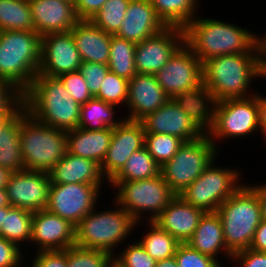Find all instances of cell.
<instances>
[{
  "label": "cell",
  "instance_id": "obj_55",
  "mask_svg": "<svg viewBox=\"0 0 266 267\" xmlns=\"http://www.w3.org/2000/svg\"><path fill=\"white\" fill-rule=\"evenodd\" d=\"M106 267H127L121 261H119L114 255L108 259Z\"/></svg>",
  "mask_w": 266,
  "mask_h": 267
},
{
  "label": "cell",
  "instance_id": "obj_37",
  "mask_svg": "<svg viewBox=\"0 0 266 267\" xmlns=\"http://www.w3.org/2000/svg\"><path fill=\"white\" fill-rule=\"evenodd\" d=\"M183 143L173 135L145 133L144 146L160 167L177 153Z\"/></svg>",
  "mask_w": 266,
  "mask_h": 267
},
{
  "label": "cell",
  "instance_id": "obj_18",
  "mask_svg": "<svg viewBox=\"0 0 266 267\" xmlns=\"http://www.w3.org/2000/svg\"><path fill=\"white\" fill-rule=\"evenodd\" d=\"M145 145V131L140 121L124 119L112 130V138L106 156L100 165L103 176L109 182L125 165L133 152Z\"/></svg>",
  "mask_w": 266,
  "mask_h": 267
},
{
  "label": "cell",
  "instance_id": "obj_5",
  "mask_svg": "<svg viewBox=\"0 0 266 267\" xmlns=\"http://www.w3.org/2000/svg\"><path fill=\"white\" fill-rule=\"evenodd\" d=\"M114 206L115 209H103L101 212L94 208L84 216L75 226V245L115 255L116 249L125 240L127 242V238L134 234L132 232L142 222H136L116 202Z\"/></svg>",
  "mask_w": 266,
  "mask_h": 267
},
{
  "label": "cell",
  "instance_id": "obj_13",
  "mask_svg": "<svg viewBox=\"0 0 266 267\" xmlns=\"http://www.w3.org/2000/svg\"><path fill=\"white\" fill-rule=\"evenodd\" d=\"M216 162L213 160L194 182L179 193L186 203L204 212H216L244 184L240 183V170L234 167L222 168L216 166Z\"/></svg>",
  "mask_w": 266,
  "mask_h": 267
},
{
  "label": "cell",
  "instance_id": "obj_30",
  "mask_svg": "<svg viewBox=\"0 0 266 267\" xmlns=\"http://www.w3.org/2000/svg\"><path fill=\"white\" fill-rule=\"evenodd\" d=\"M157 16L166 26L184 28L197 15L200 0H150Z\"/></svg>",
  "mask_w": 266,
  "mask_h": 267
},
{
  "label": "cell",
  "instance_id": "obj_6",
  "mask_svg": "<svg viewBox=\"0 0 266 267\" xmlns=\"http://www.w3.org/2000/svg\"><path fill=\"white\" fill-rule=\"evenodd\" d=\"M227 250L234 254L249 249L262 221L258 194L245 183L217 209Z\"/></svg>",
  "mask_w": 266,
  "mask_h": 267
},
{
  "label": "cell",
  "instance_id": "obj_20",
  "mask_svg": "<svg viewBox=\"0 0 266 267\" xmlns=\"http://www.w3.org/2000/svg\"><path fill=\"white\" fill-rule=\"evenodd\" d=\"M35 32L41 37L70 31L79 21L69 0H28Z\"/></svg>",
  "mask_w": 266,
  "mask_h": 267
},
{
  "label": "cell",
  "instance_id": "obj_23",
  "mask_svg": "<svg viewBox=\"0 0 266 267\" xmlns=\"http://www.w3.org/2000/svg\"><path fill=\"white\" fill-rule=\"evenodd\" d=\"M204 213L202 209L186 203L176 195L153 222L179 243H187Z\"/></svg>",
  "mask_w": 266,
  "mask_h": 267
},
{
  "label": "cell",
  "instance_id": "obj_32",
  "mask_svg": "<svg viewBox=\"0 0 266 267\" xmlns=\"http://www.w3.org/2000/svg\"><path fill=\"white\" fill-rule=\"evenodd\" d=\"M136 43L111 35L110 56L108 68L110 72L127 79L128 81L136 74L135 68Z\"/></svg>",
  "mask_w": 266,
  "mask_h": 267
},
{
  "label": "cell",
  "instance_id": "obj_46",
  "mask_svg": "<svg viewBox=\"0 0 266 267\" xmlns=\"http://www.w3.org/2000/svg\"><path fill=\"white\" fill-rule=\"evenodd\" d=\"M22 250L15 243L0 236V267H23L26 254L23 255Z\"/></svg>",
  "mask_w": 266,
  "mask_h": 267
},
{
  "label": "cell",
  "instance_id": "obj_49",
  "mask_svg": "<svg viewBox=\"0 0 266 267\" xmlns=\"http://www.w3.org/2000/svg\"><path fill=\"white\" fill-rule=\"evenodd\" d=\"M249 249L266 252V221L262 220L258 225Z\"/></svg>",
  "mask_w": 266,
  "mask_h": 267
},
{
  "label": "cell",
  "instance_id": "obj_27",
  "mask_svg": "<svg viewBox=\"0 0 266 267\" xmlns=\"http://www.w3.org/2000/svg\"><path fill=\"white\" fill-rule=\"evenodd\" d=\"M113 128L87 130L77 127L67 131V152L102 164L110 146Z\"/></svg>",
  "mask_w": 266,
  "mask_h": 267
},
{
  "label": "cell",
  "instance_id": "obj_24",
  "mask_svg": "<svg viewBox=\"0 0 266 267\" xmlns=\"http://www.w3.org/2000/svg\"><path fill=\"white\" fill-rule=\"evenodd\" d=\"M48 174L51 184L85 183L103 185V183H106L104 180L107 181L97 162L68 152Z\"/></svg>",
  "mask_w": 266,
  "mask_h": 267
},
{
  "label": "cell",
  "instance_id": "obj_15",
  "mask_svg": "<svg viewBox=\"0 0 266 267\" xmlns=\"http://www.w3.org/2000/svg\"><path fill=\"white\" fill-rule=\"evenodd\" d=\"M184 43V29L176 26H167L158 34L136 43L137 73L155 75Z\"/></svg>",
  "mask_w": 266,
  "mask_h": 267
},
{
  "label": "cell",
  "instance_id": "obj_53",
  "mask_svg": "<svg viewBox=\"0 0 266 267\" xmlns=\"http://www.w3.org/2000/svg\"><path fill=\"white\" fill-rule=\"evenodd\" d=\"M11 206L6 187L0 189V207Z\"/></svg>",
  "mask_w": 266,
  "mask_h": 267
},
{
  "label": "cell",
  "instance_id": "obj_26",
  "mask_svg": "<svg viewBox=\"0 0 266 267\" xmlns=\"http://www.w3.org/2000/svg\"><path fill=\"white\" fill-rule=\"evenodd\" d=\"M192 248L202 254L208 255L222 263L223 259H231L232 254L227 250L224 238L221 218L217 212H205L200 218L193 236L187 242ZM222 253V254H221ZM225 255L221 257L218 255ZM222 259V261L219 260Z\"/></svg>",
  "mask_w": 266,
  "mask_h": 267
},
{
  "label": "cell",
  "instance_id": "obj_25",
  "mask_svg": "<svg viewBox=\"0 0 266 267\" xmlns=\"http://www.w3.org/2000/svg\"><path fill=\"white\" fill-rule=\"evenodd\" d=\"M70 31L82 62L108 65L111 34L100 29L91 20H79Z\"/></svg>",
  "mask_w": 266,
  "mask_h": 267
},
{
  "label": "cell",
  "instance_id": "obj_19",
  "mask_svg": "<svg viewBox=\"0 0 266 267\" xmlns=\"http://www.w3.org/2000/svg\"><path fill=\"white\" fill-rule=\"evenodd\" d=\"M28 245L37 251L65 250L75 245V226L47 209L33 212Z\"/></svg>",
  "mask_w": 266,
  "mask_h": 267
},
{
  "label": "cell",
  "instance_id": "obj_4",
  "mask_svg": "<svg viewBox=\"0 0 266 267\" xmlns=\"http://www.w3.org/2000/svg\"><path fill=\"white\" fill-rule=\"evenodd\" d=\"M41 39L35 31H0V78L22 93L39 72Z\"/></svg>",
  "mask_w": 266,
  "mask_h": 267
},
{
  "label": "cell",
  "instance_id": "obj_36",
  "mask_svg": "<svg viewBox=\"0 0 266 267\" xmlns=\"http://www.w3.org/2000/svg\"><path fill=\"white\" fill-rule=\"evenodd\" d=\"M131 0H107L103 7L90 19L100 29L115 35L121 27Z\"/></svg>",
  "mask_w": 266,
  "mask_h": 267
},
{
  "label": "cell",
  "instance_id": "obj_47",
  "mask_svg": "<svg viewBox=\"0 0 266 267\" xmlns=\"http://www.w3.org/2000/svg\"><path fill=\"white\" fill-rule=\"evenodd\" d=\"M235 262L238 267H266V252L246 249L232 254L230 263ZM240 262V263H239ZM240 264V266H239Z\"/></svg>",
  "mask_w": 266,
  "mask_h": 267
},
{
  "label": "cell",
  "instance_id": "obj_31",
  "mask_svg": "<svg viewBox=\"0 0 266 267\" xmlns=\"http://www.w3.org/2000/svg\"><path fill=\"white\" fill-rule=\"evenodd\" d=\"M33 212L18 207H4V219L0 229V236L15 243L19 248L21 244H30ZM21 245V246H20Z\"/></svg>",
  "mask_w": 266,
  "mask_h": 267
},
{
  "label": "cell",
  "instance_id": "obj_39",
  "mask_svg": "<svg viewBox=\"0 0 266 267\" xmlns=\"http://www.w3.org/2000/svg\"><path fill=\"white\" fill-rule=\"evenodd\" d=\"M111 257L106 251L73 245L67 248L68 267H106Z\"/></svg>",
  "mask_w": 266,
  "mask_h": 267
},
{
  "label": "cell",
  "instance_id": "obj_58",
  "mask_svg": "<svg viewBox=\"0 0 266 267\" xmlns=\"http://www.w3.org/2000/svg\"><path fill=\"white\" fill-rule=\"evenodd\" d=\"M3 219H4V207H0V229L2 226Z\"/></svg>",
  "mask_w": 266,
  "mask_h": 267
},
{
  "label": "cell",
  "instance_id": "obj_38",
  "mask_svg": "<svg viewBox=\"0 0 266 267\" xmlns=\"http://www.w3.org/2000/svg\"><path fill=\"white\" fill-rule=\"evenodd\" d=\"M128 80L112 72H108L99 92L94 96L115 106L126 107L128 98Z\"/></svg>",
  "mask_w": 266,
  "mask_h": 267
},
{
  "label": "cell",
  "instance_id": "obj_10",
  "mask_svg": "<svg viewBox=\"0 0 266 267\" xmlns=\"http://www.w3.org/2000/svg\"><path fill=\"white\" fill-rule=\"evenodd\" d=\"M108 184L113 190H117L113 202L136 222H141L142 219L153 221L176 196L161 174L135 181H109Z\"/></svg>",
  "mask_w": 266,
  "mask_h": 267
},
{
  "label": "cell",
  "instance_id": "obj_54",
  "mask_svg": "<svg viewBox=\"0 0 266 267\" xmlns=\"http://www.w3.org/2000/svg\"><path fill=\"white\" fill-rule=\"evenodd\" d=\"M10 172L0 166V189L6 187Z\"/></svg>",
  "mask_w": 266,
  "mask_h": 267
},
{
  "label": "cell",
  "instance_id": "obj_11",
  "mask_svg": "<svg viewBox=\"0 0 266 267\" xmlns=\"http://www.w3.org/2000/svg\"><path fill=\"white\" fill-rule=\"evenodd\" d=\"M220 152L206 133L197 140L184 142L177 153L160 167V174L170 189L179 195L213 160H218Z\"/></svg>",
  "mask_w": 266,
  "mask_h": 267
},
{
  "label": "cell",
  "instance_id": "obj_7",
  "mask_svg": "<svg viewBox=\"0 0 266 267\" xmlns=\"http://www.w3.org/2000/svg\"><path fill=\"white\" fill-rule=\"evenodd\" d=\"M19 138L24 169L49 173L67 152V131L37 121L24 108Z\"/></svg>",
  "mask_w": 266,
  "mask_h": 267
},
{
  "label": "cell",
  "instance_id": "obj_3",
  "mask_svg": "<svg viewBox=\"0 0 266 267\" xmlns=\"http://www.w3.org/2000/svg\"><path fill=\"white\" fill-rule=\"evenodd\" d=\"M23 108L37 121L65 131L78 127L80 108L58 78L37 74L23 93Z\"/></svg>",
  "mask_w": 266,
  "mask_h": 267
},
{
  "label": "cell",
  "instance_id": "obj_2",
  "mask_svg": "<svg viewBox=\"0 0 266 267\" xmlns=\"http://www.w3.org/2000/svg\"><path fill=\"white\" fill-rule=\"evenodd\" d=\"M183 29L185 44L202 63L214 56L249 53L260 42L258 33L247 28L198 15Z\"/></svg>",
  "mask_w": 266,
  "mask_h": 267
},
{
  "label": "cell",
  "instance_id": "obj_28",
  "mask_svg": "<svg viewBox=\"0 0 266 267\" xmlns=\"http://www.w3.org/2000/svg\"><path fill=\"white\" fill-rule=\"evenodd\" d=\"M20 127L21 110L0 129V166L10 173L24 170Z\"/></svg>",
  "mask_w": 266,
  "mask_h": 267
},
{
  "label": "cell",
  "instance_id": "obj_29",
  "mask_svg": "<svg viewBox=\"0 0 266 267\" xmlns=\"http://www.w3.org/2000/svg\"><path fill=\"white\" fill-rule=\"evenodd\" d=\"M116 106L93 97L80 108L79 128L101 130L118 126L125 118H116Z\"/></svg>",
  "mask_w": 266,
  "mask_h": 267
},
{
  "label": "cell",
  "instance_id": "obj_42",
  "mask_svg": "<svg viewBox=\"0 0 266 267\" xmlns=\"http://www.w3.org/2000/svg\"><path fill=\"white\" fill-rule=\"evenodd\" d=\"M58 79L65 86L69 96L79 105H82L93 98L89 92L86 81L79 71L62 74Z\"/></svg>",
  "mask_w": 266,
  "mask_h": 267
},
{
  "label": "cell",
  "instance_id": "obj_44",
  "mask_svg": "<svg viewBox=\"0 0 266 267\" xmlns=\"http://www.w3.org/2000/svg\"><path fill=\"white\" fill-rule=\"evenodd\" d=\"M78 71L83 76L89 92L94 97L99 92L103 80L110 70L106 64L82 62Z\"/></svg>",
  "mask_w": 266,
  "mask_h": 267
},
{
  "label": "cell",
  "instance_id": "obj_48",
  "mask_svg": "<svg viewBox=\"0 0 266 267\" xmlns=\"http://www.w3.org/2000/svg\"><path fill=\"white\" fill-rule=\"evenodd\" d=\"M107 0H74L75 12L79 20H90Z\"/></svg>",
  "mask_w": 266,
  "mask_h": 267
},
{
  "label": "cell",
  "instance_id": "obj_17",
  "mask_svg": "<svg viewBox=\"0 0 266 267\" xmlns=\"http://www.w3.org/2000/svg\"><path fill=\"white\" fill-rule=\"evenodd\" d=\"M82 60L71 31L48 34L41 39L38 74L58 78L79 70Z\"/></svg>",
  "mask_w": 266,
  "mask_h": 267
},
{
  "label": "cell",
  "instance_id": "obj_45",
  "mask_svg": "<svg viewBox=\"0 0 266 267\" xmlns=\"http://www.w3.org/2000/svg\"><path fill=\"white\" fill-rule=\"evenodd\" d=\"M30 267H68L67 249L36 251Z\"/></svg>",
  "mask_w": 266,
  "mask_h": 267
},
{
  "label": "cell",
  "instance_id": "obj_34",
  "mask_svg": "<svg viewBox=\"0 0 266 267\" xmlns=\"http://www.w3.org/2000/svg\"><path fill=\"white\" fill-rule=\"evenodd\" d=\"M35 31L28 0H0V31Z\"/></svg>",
  "mask_w": 266,
  "mask_h": 267
},
{
  "label": "cell",
  "instance_id": "obj_22",
  "mask_svg": "<svg viewBox=\"0 0 266 267\" xmlns=\"http://www.w3.org/2000/svg\"><path fill=\"white\" fill-rule=\"evenodd\" d=\"M124 17L115 35L134 43H140L167 27L150 0H131Z\"/></svg>",
  "mask_w": 266,
  "mask_h": 267
},
{
  "label": "cell",
  "instance_id": "obj_43",
  "mask_svg": "<svg viewBox=\"0 0 266 267\" xmlns=\"http://www.w3.org/2000/svg\"><path fill=\"white\" fill-rule=\"evenodd\" d=\"M23 108V93L0 78V114H17Z\"/></svg>",
  "mask_w": 266,
  "mask_h": 267
},
{
  "label": "cell",
  "instance_id": "obj_1",
  "mask_svg": "<svg viewBox=\"0 0 266 267\" xmlns=\"http://www.w3.org/2000/svg\"><path fill=\"white\" fill-rule=\"evenodd\" d=\"M204 103L247 98L256 94L251 82L266 78L260 42L249 53L214 56L202 63Z\"/></svg>",
  "mask_w": 266,
  "mask_h": 267
},
{
  "label": "cell",
  "instance_id": "obj_57",
  "mask_svg": "<svg viewBox=\"0 0 266 267\" xmlns=\"http://www.w3.org/2000/svg\"><path fill=\"white\" fill-rule=\"evenodd\" d=\"M16 114H0V129L6 125Z\"/></svg>",
  "mask_w": 266,
  "mask_h": 267
},
{
  "label": "cell",
  "instance_id": "obj_14",
  "mask_svg": "<svg viewBox=\"0 0 266 267\" xmlns=\"http://www.w3.org/2000/svg\"><path fill=\"white\" fill-rule=\"evenodd\" d=\"M101 186L85 183L51 184L46 209L76 226L98 205Z\"/></svg>",
  "mask_w": 266,
  "mask_h": 267
},
{
  "label": "cell",
  "instance_id": "obj_9",
  "mask_svg": "<svg viewBox=\"0 0 266 267\" xmlns=\"http://www.w3.org/2000/svg\"><path fill=\"white\" fill-rule=\"evenodd\" d=\"M206 121V133L218 151L221 150L219 142L223 139H245L247 135L255 134L260 130L257 92L247 98L225 99L208 104Z\"/></svg>",
  "mask_w": 266,
  "mask_h": 267
},
{
  "label": "cell",
  "instance_id": "obj_40",
  "mask_svg": "<svg viewBox=\"0 0 266 267\" xmlns=\"http://www.w3.org/2000/svg\"><path fill=\"white\" fill-rule=\"evenodd\" d=\"M132 241L114 256L127 267H156L157 261L145 251L139 241H134V238Z\"/></svg>",
  "mask_w": 266,
  "mask_h": 267
},
{
  "label": "cell",
  "instance_id": "obj_33",
  "mask_svg": "<svg viewBox=\"0 0 266 267\" xmlns=\"http://www.w3.org/2000/svg\"><path fill=\"white\" fill-rule=\"evenodd\" d=\"M159 174L160 166L144 146L132 153L110 181H135L156 177Z\"/></svg>",
  "mask_w": 266,
  "mask_h": 267
},
{
  "label": "cell",
  "instance_id": "obj_51",
  "mask_svg": "<svg viewBox=\"0 0 266 267\" xmlns=\"http://www.w3.org/2000/svg\"><path fill=\"white\" fill-rule=\"evenodd\" d=\"M247 185H249L258 194L262 220L266 221V183L264 182L261 184Z\"/></svg>",
  "mask_w": 266,
  "mask_h": 267
},
{
  "label": "cell",
  "instance_id": "obj_52",
  "mask_svg": "<svg viewBox=\"0 0 266 267\" xmlns=\"http://www.w3.org/2000/svg\"><path fill=\"white\" fill-rule=\"evenodd\" d=\"M156 267H178L175 256L157 261Z\"/></svg>",
  "mask_w": 266,
  "mask_h": 267
},
{
  "label": "cell",
  "instance_id": "obj_8",
  "mask_svg": "<svg viewBox=\"0 0 266 267\" xmlns=\"http://www.w3.org/2000/svg\"><path fill=\"white\" fill-rule=\"evenodd\" d=\"M145 133L173 135L184 142L206 134L204 101L170 98L163 106L140 120Z\"/></svg>",
  "mask_w": 266,
  "mask_h": 267
},
{
  "label": "cell",
  "instance_id": "obj_12",
  "mask_svg": "<svg viewBox=\"0 0 266 267\" xmlns=\"http://www.w3.org/2000/svg\"><path fill=\"white\" fill-rule=\"evenodd\" d=\"M202 62L184 43L154 76L169 98L204 101Z\"/></svg>",
  "mask_w": 266,
  "mask_h": 267
},
{
  "label": "cell",
  "instance_id": "obj_56",
  "mask_svg": "<svg viewBox=\"0 0 266 267\" xmlns=\"http://www.w3.org/2000/svg\"><path fill=\"white\" fill-rule=\"evenodd\" d=\"M259 36H260L262 56H263V60L266 64V34H263V35L260 34Z\"/></svg>",
  "mask_w": 266,
  "mask_h": 267
},
{
  "label": "cell",
  "instance_id": "obj_21",
  "mask_svg": "<svg viewBox=\"0 0 266 267\" xmlns=\"http://www.w3.org/2000/svg\"><path fill=\"white\" fill-rule=\"evenodd\" d=\"M169 99L154 75L137 73L128 82V98L125 107V109L128 108V115L124 118L140 121L147 114L163 106Z\"/></svg>",
  "mask_w": 266,
  "mask_h": 267
},
{
  "label": "cell",
  "instance_id": "obj_16",
  "mask_svg": "<svg viewBox=\"0 0 266 267\" xmlns=\"http://www.w3.org/2000/svg\"><path fill=\"white\" fill-rule=\"evenodd\" d=\"M50 185L48 173L28 169L10 173L6 184L9 202L31 212L46 209Z\"/></svg>",
  "mask_w": 266,
  "mask_h": 267
},
{
  "label": "cell",
  "instance_id": "obj_50",
  "mask_svg": "<svg viewBox=\"0 0 266 267\" xmlns=\"http://www.w3.org/2000/svg\"><path fill=\"white\" fill-rule=\"evenodd\" d=\"M257 105L259 110V133L266 142V96L260 92H257Z\"/></svg>",
  "mask_w": 266,
  "mask_h": 267
},
{
  "label": "cell",
  "instance_id": "obj_35",
  "mask_svg": "<svg viewBox=\"0 0 266 267\" xmlns=\"http://www.w3.org/2000/svg\"><path fill=\"white\" fill-rule=\"evenodd\" d=\"M146 222L148 232L145 231L146 234L143 233L142 238L138 239L145 251L156 261L174 256L179 242L153 221Z\"/></svg>",
  "mask_w": 266,
  "mask_h": 267
},
{
  "label": "cell",
  "instance_id": "obj_41",
  "mask_svg": "<svg viewBox=\"0 0 266 267\" xmlns=\"http://www.w3.org/2000/svg\"><path fill=\"white\" fill-rule=\"evenodd\" d=\"M178 267H218L221 263L202 254L187 243H179L175 251Z\"/></svg>",
  "mask_w": 266,
  "mask_h": 267
}]
</instances>
